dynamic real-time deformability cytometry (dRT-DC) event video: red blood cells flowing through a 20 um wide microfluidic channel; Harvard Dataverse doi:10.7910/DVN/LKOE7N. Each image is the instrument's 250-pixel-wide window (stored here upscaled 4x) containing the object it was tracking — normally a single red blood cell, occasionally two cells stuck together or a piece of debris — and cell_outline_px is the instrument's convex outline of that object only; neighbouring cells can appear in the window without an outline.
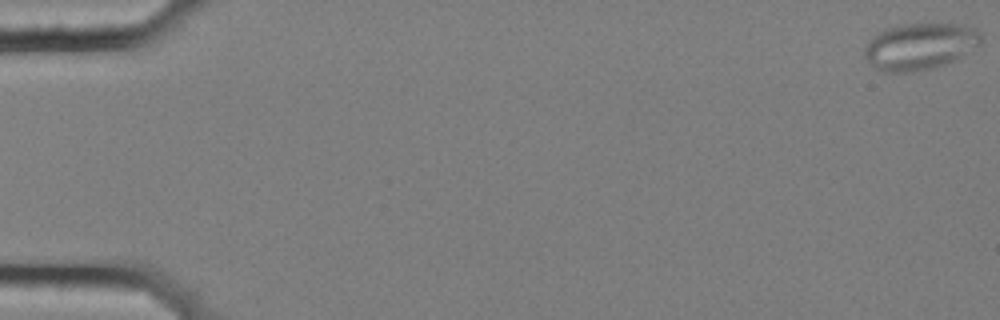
{"species": "common noctule bat (a hibernating species)", "species_latin": "Nyctalus noctula", "temperature_condition": "cold", "stored_images_in_passage": 58, "camera_frame_rate_fps": 3000, "um_per_image_px": 0.085, "animal": {"sex": "female", "body_mass_g": 25.1}, "frame": {"image": 1, "passage_image": 1, "time_ms": 0.0, "image_size_px": [1000, 320], "cell_outline_px": [[980, 40], [976, 44], [956, 60], [944, 64], [928, 68], [908, 72], [884, 72], [876, 68], [868, 60], [864, 52], [864, 48], [868, 40], [872, 36], [884, 28], [904, 24], [960, 24], [976, 28], [980, 32]], "centroid_in_image_um": [78.13, 3.92], "position_along_channel_um": 6.9, "area_um2": 31.21}}
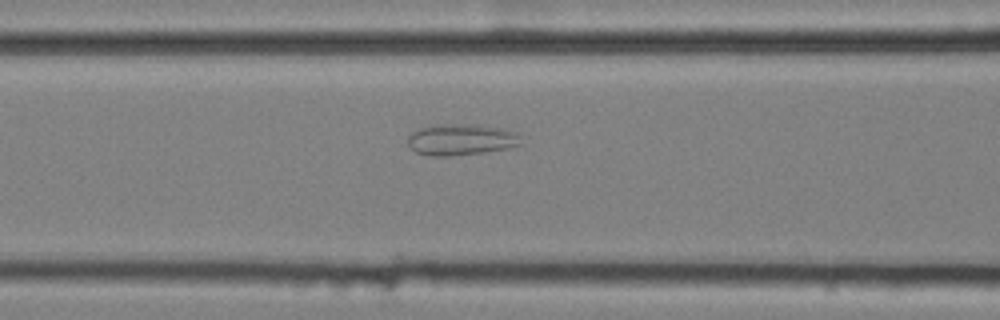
{"frame": {"image": 2, "passage_image": 25, "time_ms": 8.0, "image_size_px": [1000, 320], "cell_outline_px": [[524, 144], [508, 148], [484, 152], [448, 156], [432, 156], [416, 152], [408, 144], [408, 136], [412, 132], [420, 128], [436, 124], [476, 124], [500, 128], [516, 132]], "centroid_in_image_um": [39.21, 11.86], "position_along_channel_um": 127.4, "area_um2": 20.69}}
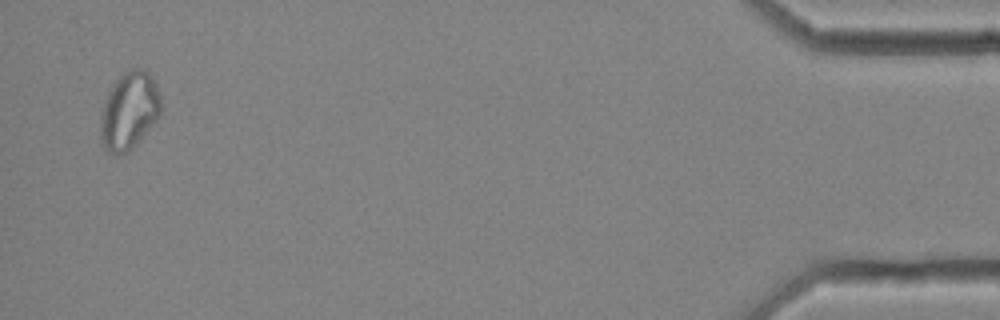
{"frame": {"image": 3, "passage_image": 57, "time_ms": 18.667, "image_size_px": [1000, 320], "cell_outline_px": [[160, 112], [156, 120], [136, 144], [128, 152], [108, 152], [104, 148], [100, 140], [100, 116], [108, 92], [112, 84], [124, 72], [132, 68], [144, 68], [152, 76], [156, 84], [160, 96]], "centroid_in_image_um": [10.97, 9.38], "position_along_channel_um": 424.2, "area_um2": 27.11}, "authors_computed_cell_mechanics": {"area_um2": 24.5072, "velocity_mm_per_s": 3.5246, "shape_relaxation_time_tau1_ms": null, "shape_relaxation_time_tau2_ms": 1.4879, "deformation_change_tau1": null, "deformation_change_tau2": 0.0849}}